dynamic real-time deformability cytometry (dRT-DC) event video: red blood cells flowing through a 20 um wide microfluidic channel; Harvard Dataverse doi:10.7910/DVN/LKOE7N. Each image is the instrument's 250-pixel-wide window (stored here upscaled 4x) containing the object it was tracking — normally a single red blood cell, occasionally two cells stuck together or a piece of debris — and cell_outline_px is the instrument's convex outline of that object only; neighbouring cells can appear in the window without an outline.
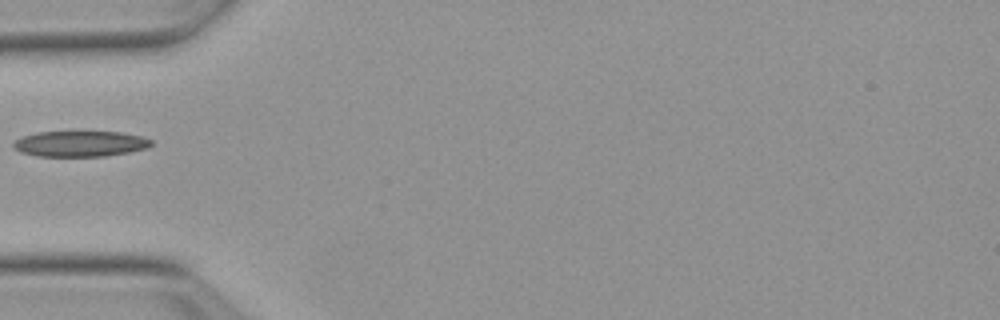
{"species": "Egyptian fruit bat (a non-hibernating species)", "species_latin": "Rousettus aegyptiacus", "temperature_condition": "warm", "stored_images_in_passage": 7, "camera_frame_rate_fps": 3000, "um_per_image_px": 0.085, "animal": {"sex": "female"}, "frame": {"image": 1, "passage_image": 1, "time_ms": 0.0, "image_size_px": [1000, 320], "cell_outline_px": [[152, 144], [148, 148], [128, 152], [104, 156], [36, 156], [20, 152], [12, 148], [12, 144], [16, 140], [24, 136], [36, 132], [120, 132], [140, 136], [152, 140]], "centroid_in_image_um": [6.79, 12.22], "position_along_channel_um": 78.2, "area_um2": 20.58}}